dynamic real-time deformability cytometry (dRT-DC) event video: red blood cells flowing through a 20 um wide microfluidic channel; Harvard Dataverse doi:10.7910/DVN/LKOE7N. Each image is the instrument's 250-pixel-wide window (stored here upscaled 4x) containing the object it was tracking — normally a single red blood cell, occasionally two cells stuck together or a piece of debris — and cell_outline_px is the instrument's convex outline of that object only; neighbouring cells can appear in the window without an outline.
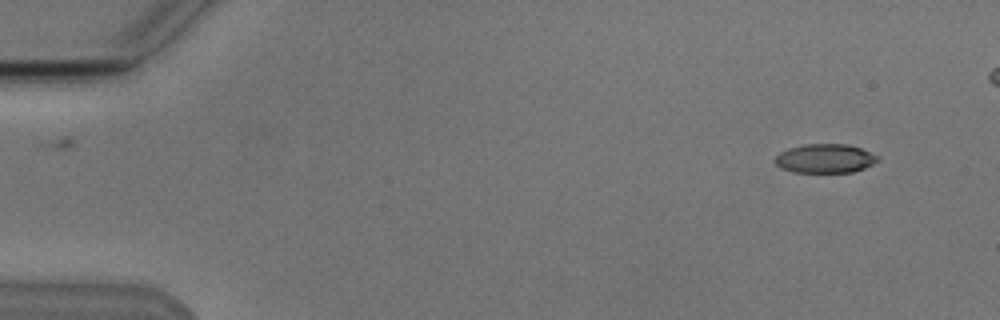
{"species": "Egyptian fruit bat (a non-hibernating species)", "species_latin": "Rousettus aegyptiacus", "temperature_condition": "cold", "stored_images_in_passage": 7, "camera_frame_rate_fps": 3000, "um_per_image_px": 0.085, "animal": {"sex": "male"}, "frame": {"image": 1, "passage_image": 1, "time_ms": 0.0, "image_size_px": [1000, 320], "cell_outline_px": [[880, 160], [864, 168], [852, 172], [792, 172], [780, 168], [772, 160], [780, 152], [788, 148], [804, 144], [848, 144], [860, 148], [880, 156]], "centroid_in_image_um": [70.11, 13.47], "position_along_channel_um": 14.9, "area_um2": 17.51}}
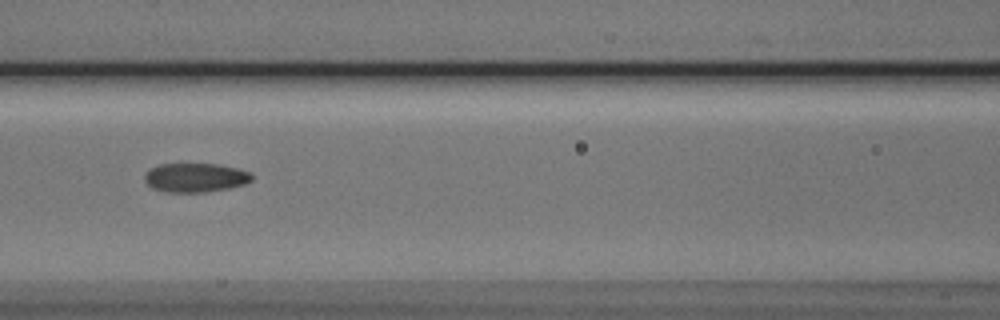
{"frame": {"image": 2, "passage_image": 6, "time_ms": 6.667, "image_size_px": [1000, 320], "cell_outline_px": [[252, 180], [244, 184], [228, 188], [204, 192], [168, 192], [152, 188], [144, 180], [144, 176], [152, 168], [160, 164], [220, 164], [240, 168], [252, 172]], "centroid_in_image_um": [16.65, 15.09], "position_along_channel_um": 149.9, "area_um2": 18.15}}
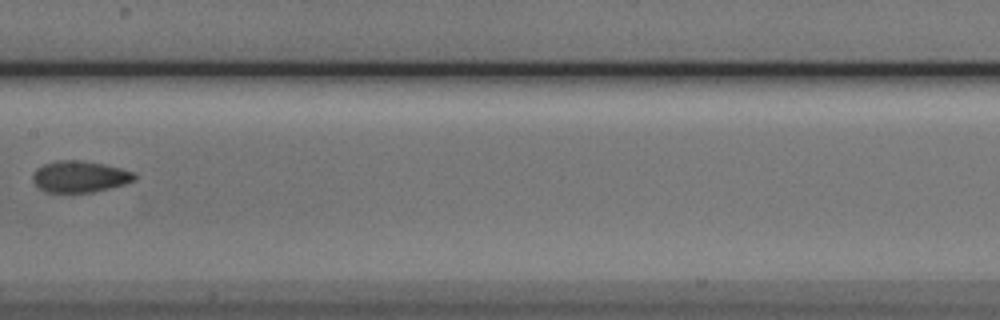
{"frame": {"image": 3, "passage_image": 7, "time_ms": 8.0, "image_size_px": [1000, 320], "cell_outline_px": [[136, 180], [124, 184], [92, 192], [44, 192], [32, 180], [32, 176], [36, 168], [44, 164], [56, 160], [80, 160], [104, 164], [136, 172]], "centroid_in_image_um": [6.78, 15.0], "position_along_channel_um": 200.6, "area_um2": 18.67}}